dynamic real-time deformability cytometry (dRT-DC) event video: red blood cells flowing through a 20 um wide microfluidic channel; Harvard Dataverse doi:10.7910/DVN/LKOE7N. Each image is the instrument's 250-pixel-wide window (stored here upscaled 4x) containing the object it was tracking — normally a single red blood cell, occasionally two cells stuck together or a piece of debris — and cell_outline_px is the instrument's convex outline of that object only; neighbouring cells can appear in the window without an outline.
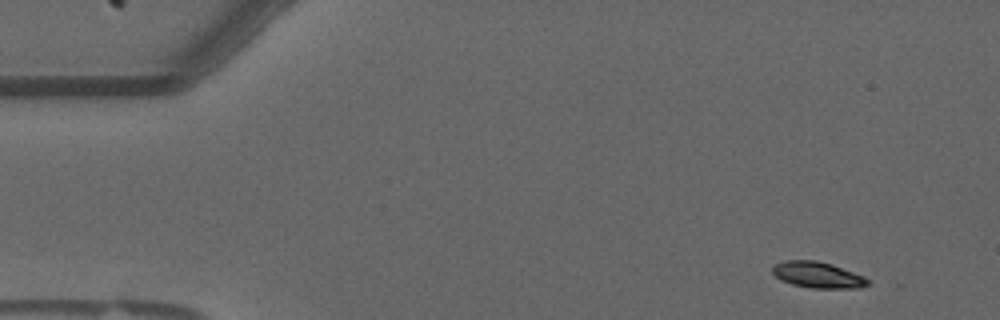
{"species": "common noctule bat (a hibernating species)", "species_latin": "Nyctalus noctula", "temperature_condition": "warm", "stored_images_in_passage": 53, "camera_frame_rate_fps": 3000, "um_per_image_px": 0.085, "animal": {"sex": "male", "forearm_length_mm": 52.5}, "frame": {"image": 1, "passage_image": 2, "time_ms": 0.333, "image_size_px": [1000, 320], "cell_outline_px": [[872, 284], [860, 288], [812, 288], [792, 284], [780, 280], [772, 272], [772, 268], [776, 264], [784, 260], [816, 260], [832, 264], [864, 276]], "centroid_in_image_um": [69.53, 23.37], "position_along_channel_um": 15.5, "area_um2": 14.57}}
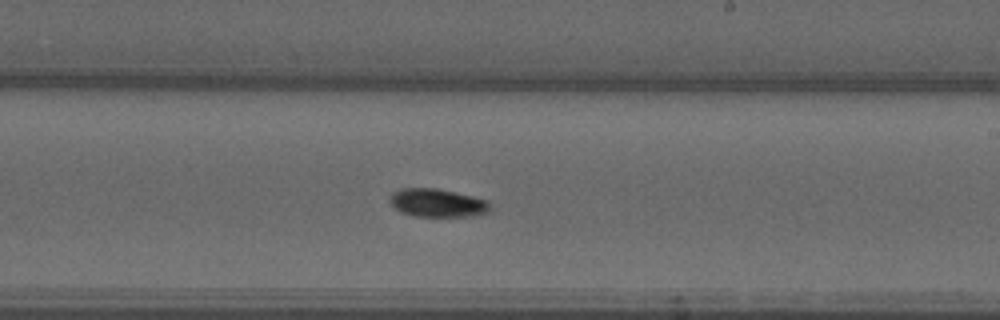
{"frame": {"image": 2, "passage_image": 30, "time_ms": 9.667, "image_size_px": [1000, 320], "cell_outline_px": [[492, 208], [488, 212], [472, 216], [412, 216], [400, 212], [388, 200], [388, 196], [392, 192], [400, 188], [436, 188], [456, 192], [488, 200]], "centroid_in_image_um": [37.16, 17.24], "position_along_channel_um": 251.8, "area_um2": 16.7}}
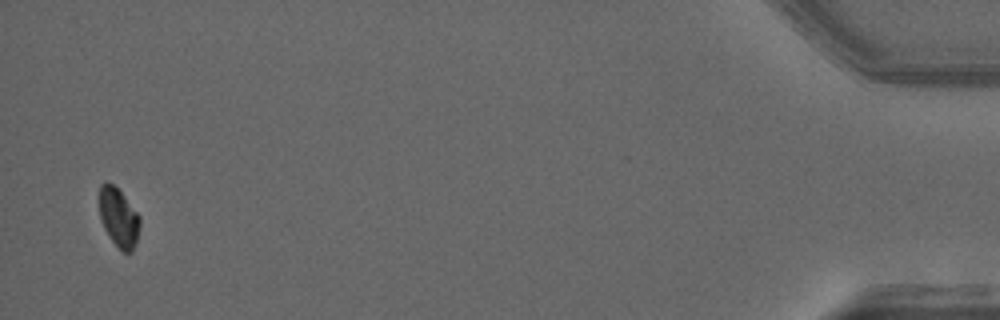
{"frame": {"image": 3, "passage_image": 52, "time_ms": 17.0, "image_size_px": [1000, 320], "cell_outline_px": [[140, 228], [132, 252], [124, 252], [108, 236], [100, 220], [100, 184], [112, 184], [124, 196], [140, 216]], "centroid_in_image_um": [10.1, 18.52], "position_along_channel_um": 425.1, "area_um2": 13.58}}